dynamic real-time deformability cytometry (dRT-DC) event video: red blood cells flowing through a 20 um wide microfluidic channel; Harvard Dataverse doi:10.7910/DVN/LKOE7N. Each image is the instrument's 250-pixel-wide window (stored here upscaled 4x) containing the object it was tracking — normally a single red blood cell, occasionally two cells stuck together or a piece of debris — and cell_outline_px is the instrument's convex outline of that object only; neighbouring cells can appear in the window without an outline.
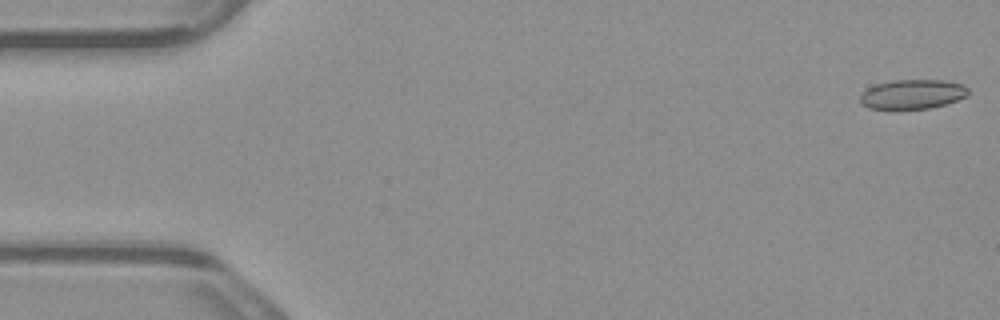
{"species": "common noctule bat (a hibernating species)", "species_latin": "Nyctalus noctula", "temperature_condition": "warm", "stored_images_in_passage": 6, "camera_frame_rate_fps": 3000, "um_per_image_px": 0.085, "animal": {"sex": "male", "body_mass_g": 23.1, "forearm_length_mm": 52.7}, "frame": {"image": 1, "passage_image": 1, "time_ms": 0.0, "image_size_px": [1000, 320], "cell_outline_px": [[968, 92], [964, 96], [956, 100], [944, 104], [928, 108], [900, 112], [892, 112], [868, 108], [860, 104], [860, 96], [868, 88], [876, 84], [892, 80], [944, 80], [964, 84], [968, 88]], "centroid_in_image_um": [77.48, 8.06], "position_along_channel_um": 7.5, "area_um2": 19.25}}
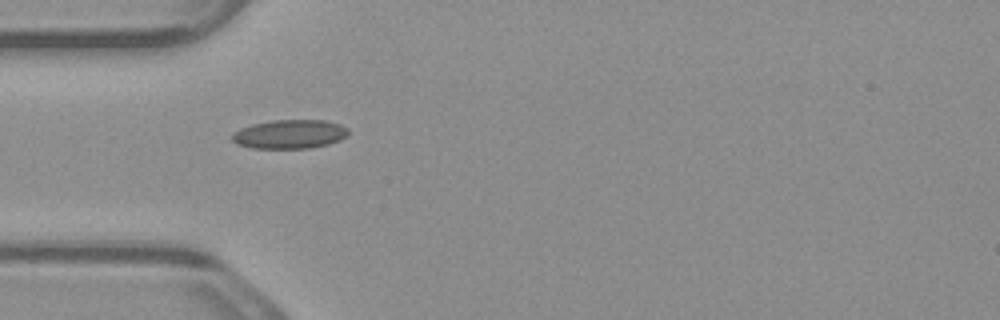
{"frame": {"image": 2, "passage_image": 5, "time_ms": 1.333, "image_size_px": [1000, 320], "cell_outline_px": [[348, 136], [340, 140], [328, 144], [312, 148], [252, 148], [236, 144], [232, 140], [232, 136], [240, 128], [252, 124], [272, 120], [324, 120], [340, 124], [348, 128]], "centroid_in_image_um": [24.65, 11.4], "position_along_channel_um": 60.4, "area_um2": 19.65}}
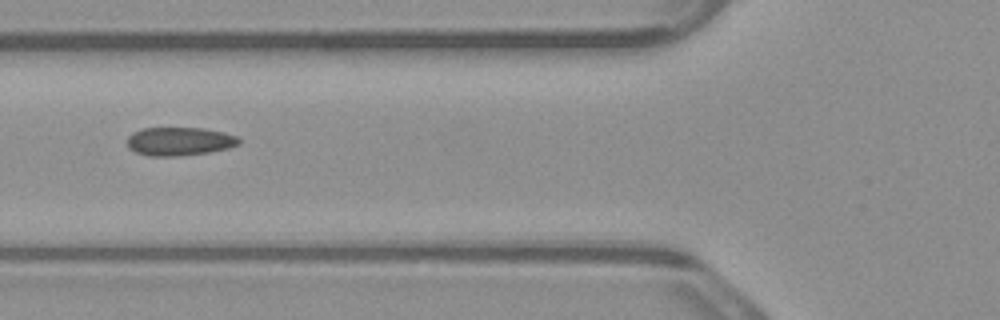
{"frame": {"image": 3, "passage_image": 6, "time_ms": 1.667, "image_size_px": [1000, 320], "cell_outline_px": [[240, 144], [228, 148], [208, 152], [180, 156], [148, 156], [136, 152], [128, 148], [128, 136], [132, 132], [144, 128], [204, 128], [224, 132], [240, 136]], "centroid_in_image_um": [15.28, 12.01], "position_along_channel_um": 110.5, "area_um2": 18.67}}